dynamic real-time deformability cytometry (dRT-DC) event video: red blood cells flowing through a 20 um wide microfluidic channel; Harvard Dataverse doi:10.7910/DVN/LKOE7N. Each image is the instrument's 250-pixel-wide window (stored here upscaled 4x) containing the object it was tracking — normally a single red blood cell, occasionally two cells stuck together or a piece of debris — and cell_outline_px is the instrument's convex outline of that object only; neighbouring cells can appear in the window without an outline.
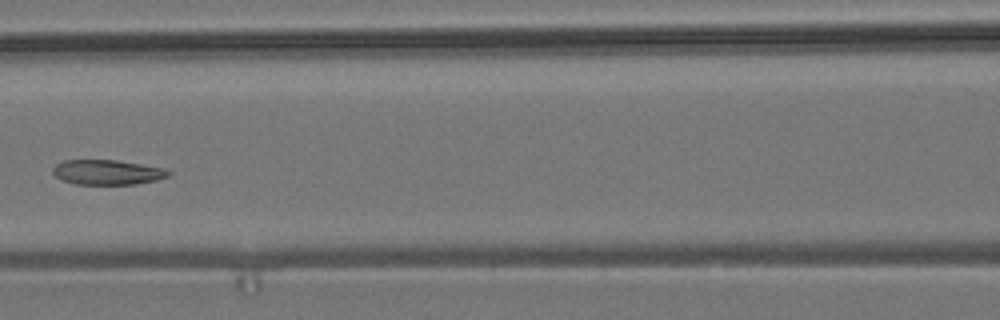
{"species": "common noctule bat (a hibernating species)", "species_latin": "Nyctalus noctula", "temperature_condition": "room temperature", "stored_images_in_passage": 11, "camera_frame_rate_fps": 3000, "um_per_image_px": 0.085, "animal": {"sex": "male", "body_mass_g": 19.2, "forearm_length_mm": 51.8}, "frame": {"image": 1, "passage_image": 8, "time_ms": 2.333, "image_size_px": [1000, 320], "cell_outline_px": [[172, 172], [168, 176], [156, 180], [136, 184], [76, 184], [60, 180], [52, 172], [52, 168], [56, 164], [64, 160], [116, 160], [164, 168]], "centroid_in_image_um": [9.1, 14.64], "position_along_channel_um": 157.5, "area_um2": 16.76}}
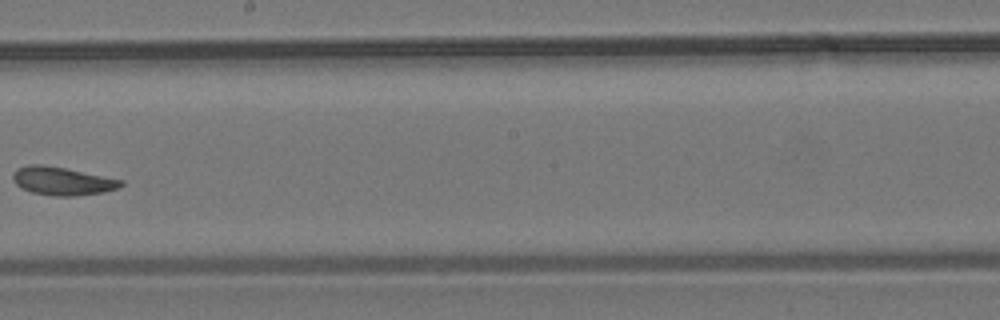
{"frame": {"image": 2, "passage_image": 10, "time_ms": 3.0, "image_size_px": [1000, 320], "cell_outline_px": [[124, 184], [120, 188], [104, 192], [76, 196], [56, 196], [32, 192], [20, 188], [12, 180], [12, 176], [16, 168], [28, 164], [40, 164], [64, 168], [124, 180]], "centroid_in_image_um": [5.29, 15.39], "position_along_channel_um": 242.9, "area_um2": 17.86}}
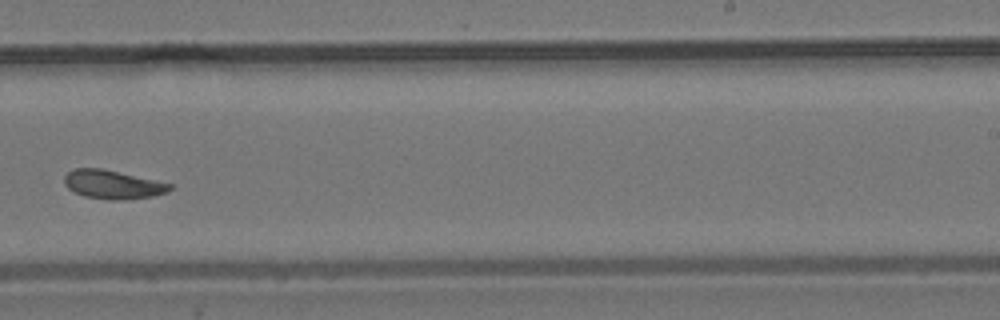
{"frame": {"image": 3, "passage_image": 11, "time_ms": 3.333, "image_size_px": [1000, 320], "cell_outline_px": [[172, 188], [168, 192], [152, 196], [128, 200], [108, 200], [84, 196], [68, 188], [64, 184], [64, 176], [72, 168], [100, 168], [172, 184]], "centroid_in_image_um": [9.56, 15.69], "position_along_channel_um": 279.4, "area_um2": 17.57}}